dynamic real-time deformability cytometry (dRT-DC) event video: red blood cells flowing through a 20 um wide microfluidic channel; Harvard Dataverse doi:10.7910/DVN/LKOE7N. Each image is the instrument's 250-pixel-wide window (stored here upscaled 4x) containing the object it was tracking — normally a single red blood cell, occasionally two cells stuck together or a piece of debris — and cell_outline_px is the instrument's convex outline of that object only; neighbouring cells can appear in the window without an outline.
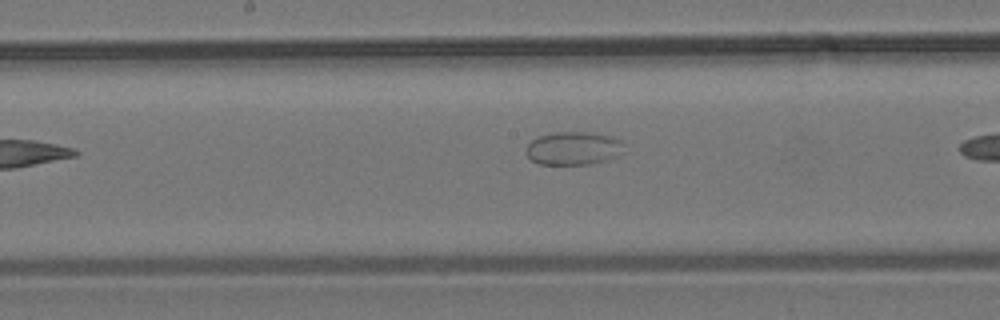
{"species": "common noctule bat (a hibernating species)", "species_latin": "Nyctalus noctula", "temperature_condition": "room temperature", "stored_images_in_passage": 7, "camera_frame_rate_fps": 3000, "um_per_image_px": 0.085, "animal": {"sex": "male", "body_mass_g": 19.2, "forearm_length_mm": 51.8}, "frame": {"image": 1, "passage_image": 6, "time_ms": 6.0, "image_size_px": [1000, 320], "cell_outline_px": [[620, 144], [616, 156], [608, 160], [588, 164], [540, 164], [532, 160], [524, 152], [524, 148], [536, 136], [552, 132], [592, 132], [612, 136], [620, 140]], "centroid_in_image_um": [48.63, 12.59], "position_along_channel_um": 199.6, "area_um2": 18.84}}